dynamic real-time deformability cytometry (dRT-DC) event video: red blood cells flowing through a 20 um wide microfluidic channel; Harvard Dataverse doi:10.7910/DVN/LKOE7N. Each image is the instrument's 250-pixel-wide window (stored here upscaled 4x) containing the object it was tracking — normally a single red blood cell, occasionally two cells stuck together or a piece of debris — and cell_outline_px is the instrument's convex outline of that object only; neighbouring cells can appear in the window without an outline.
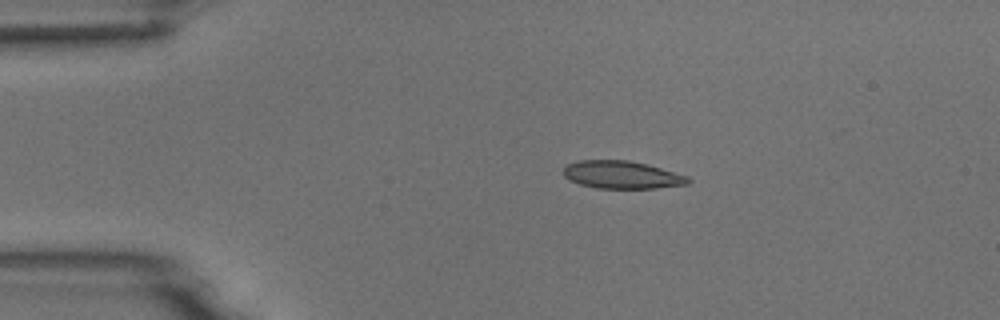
{"species": "common noctule bat (a hibernating species)", "species_latin": "Nyctalus noctula", "temperature_condition": "room temperature", "stored_images_in_passage": 44, "camera_frame_rate_fps": 3000, "um_per_image_px": 0.085, "animal": {"sex": "male", "body_mass_g": 18.8}, "frame": {"image": 1, "passage_image": 1, "time_ms": 0.0, "image_size_px": [1000, 320], "cell_outline_px": [[692, 180], [688, 184], [656, 188], [596, 188], [580, 184], [568, 180], [564, 176], [564, 168], [568, 164], [580, 160], [628, 160], [660, 168], [688, 176]], "centroid_in_image_um": [52.85, 14.86], "position_along_channel_um": 32.1, "area_um2": 20.0}}
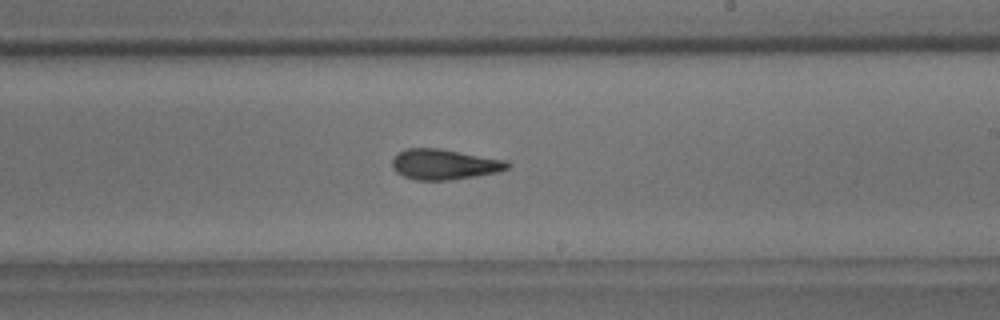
{"frame": {"image": 2, "passage_image": 22, "time_ms": 7.0, "image_size_px": [1000, 320], "cell_outline_px": [[512, 164], [508, 168], [500, 172], [476, 176], [448, 180], [416, 180], [404, 176], [396, 172], [392, 168], [392, 160], [400, 152], [408, 148], [440, 148], [508, 160]], "centroid_in_image_um": [37.82, 13.97], "position_along_channel_um": 251.2, "area_um2": 20.58}}
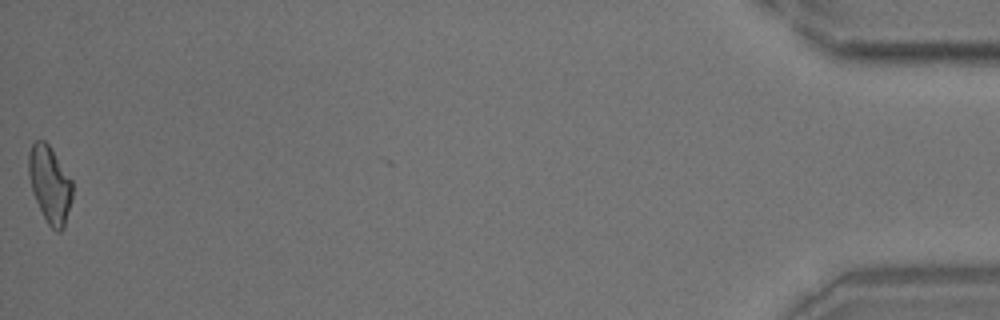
{"frame": {"image": 3, "passage_image": 44, "time_ms": 14.333, "image_size_px": [1000, 320], "cell_outline_px": [[72, 200], [64, 228], [60, 232], [56, 232], [48, 224], [32, 192], [28, 176], [28, 152], [32, 144], [36, 140], [44, 140], [48, 144], [72, 180]], "centroid_in_image_um": [4.23, 15.68], "position_along_channel_um": 431.0, "area_um2": 19.59}, "authors_computed_cell_mechanics": {"area_um2": 20.2589, "velocity_mm_per_s": 3.7689, "shape_relaxation_time_tau1_ms": 6.2381, "shape_relaxation_time_tau2_ms": 1.8324, "deformation_change_tau1": 0.1716, "deformation_change_tau2": 0.0932}}